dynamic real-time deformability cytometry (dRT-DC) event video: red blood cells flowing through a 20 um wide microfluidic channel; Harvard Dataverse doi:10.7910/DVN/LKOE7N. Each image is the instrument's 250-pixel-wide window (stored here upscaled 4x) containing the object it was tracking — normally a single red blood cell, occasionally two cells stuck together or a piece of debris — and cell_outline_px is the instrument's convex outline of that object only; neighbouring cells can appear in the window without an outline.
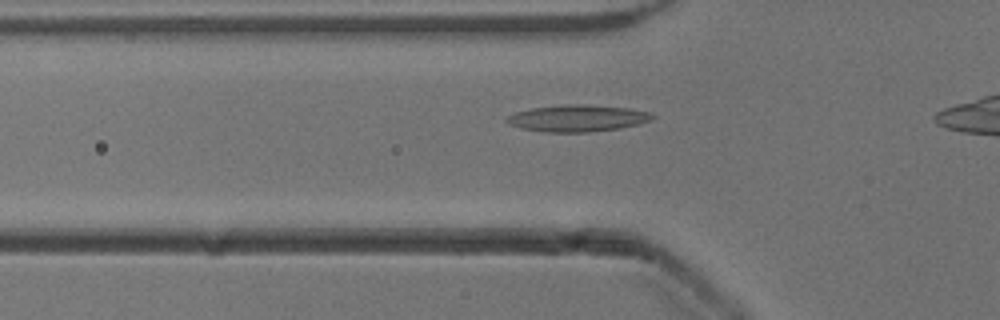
{"species": "common noctule bat (a hibernating species)", "species_latin": "Nyctalus noctula", "temperature_condition": "cold", "stored_images_in_passage": 38, "camera_frame_rate_fps": 3000, "um_per_image_px": 0.085, "animal": {"sex": "male", "body_mass_g": 13.3}, "frame": {"image": 1, "passage_image": 11, "time_ms": 3.333, "image_size_px": [1000, 320], "cell_outline_px": [[656, 116], [648, 120], [636, 124], [620, 128], [588, 132], [544, 132], [520, 128], [508, 124], [504, 120], [508, 116], [516, 112], [532, 108], [564, 104], [580, 104], [628, 108], [652, 112]], "centroid_in_image_um": [49.05, 10.05], "position_along_channel_um": 76.8, "area_um2": 22.6}}
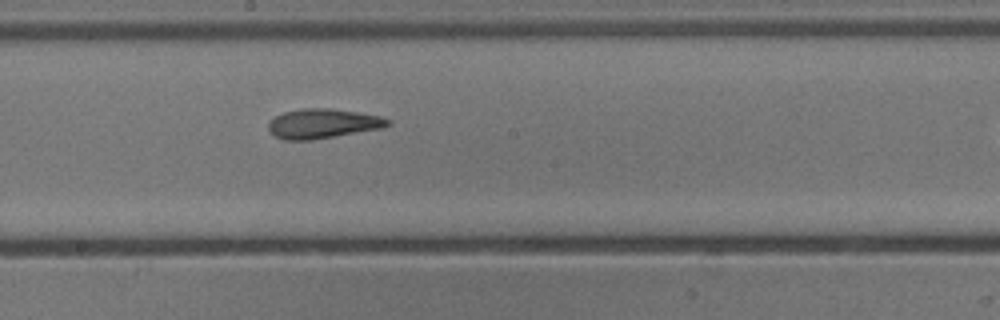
{"frame": {"image": 2, "passage_image": 22, "time_ms": 7.0, "image_size_px": [1000, 320], "cell_outline_px": [[392, 124], [380, 128], [312, 140], [284, 140], [276, 136], [268, 128], [268, 124], [276, 116], [284, 112], [304, 108], [328, 108], [356, 112], [380, 116], [392, 120]], "centroid_in_image_um": [27.45, 10.5], "position_along_channel_um": 220.7, "area_um2": 20.29}}
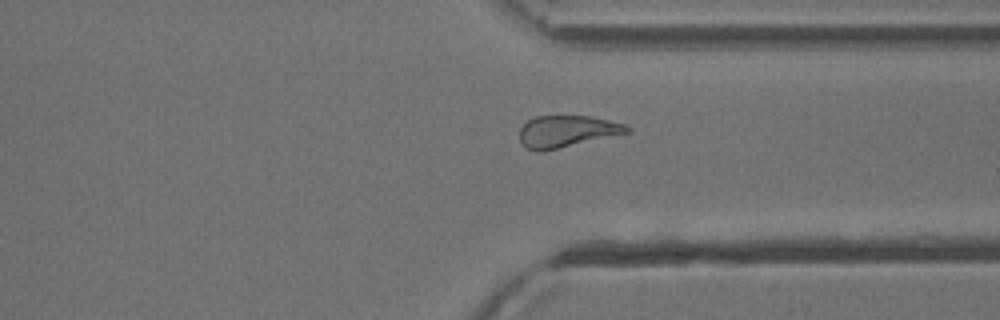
{"frame": {"image": 3, "passage_image": 33, "time_ms": 10.667, "image_size_px": [1000, 320], "cell_outline_px": [[632, 132], [540, 152], [536, 152], [528, 148], [520, 140], [520, 128], [528, 120], [536, 116], [592, 116], [624, 124]], "centroid_in_image_um": [48.18, 11.16], "position_along_channel_um": 363.2, "area_um2": 19.71}}